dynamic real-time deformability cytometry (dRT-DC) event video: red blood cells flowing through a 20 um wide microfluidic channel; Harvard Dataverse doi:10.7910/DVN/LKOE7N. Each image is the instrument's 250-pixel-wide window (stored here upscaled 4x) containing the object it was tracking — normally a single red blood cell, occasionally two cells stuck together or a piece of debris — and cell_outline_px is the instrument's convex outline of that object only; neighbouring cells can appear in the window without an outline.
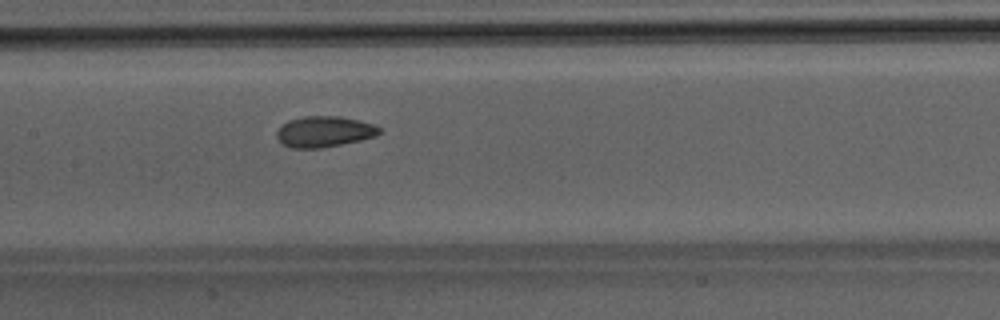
{"species": "Egyptian fruit bat (a non-hibernating species)", "species_latin": "Rousettus aegyptiacus", "temperature_condition": "room temperature", "stored_images_in_passage": 37, "camera_frame_rate_fps": 3000, "um_per_image_px": 0.085, "animal": {"sex": "male"}, "frame": {"image": 1, "passage_image": 12, "time_ms": 3.667, "image_size_px": [1000, 320], "cell_outline_px": [[380, 132], [376, 136], [360, 140], [320, 148], [292, 148], [284, 144], [276, 136], [276, 132], [288, 120], [304, 116], [340, 116], [360, 120], [372, 124], [380, 128]], "centroid_in_image_um": [27.56, 11.18], "position_along_channel_um": 179.8, "area_um2": 18.26}}
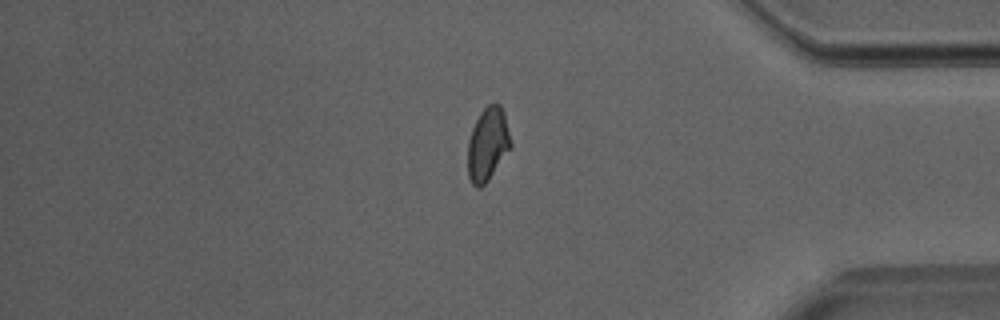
{"frame": {"image": 2, "passage_image": 29, "time_ms": 9.333, "image_size_px": [1000, 320], "cell_outline_px": [[512, 148], [488, 180], [480, 188], [476, 188], [472, 184], [468, 176], [468, 140], [472, 128], [480, 112], [488, 104], [496, 100], [500, 104], [504, 112], [512, 144]], "centroid_in_image_um": [41.47, 12.24], "position_along_channel_um": 393.7, "area_um2": 18.67}}
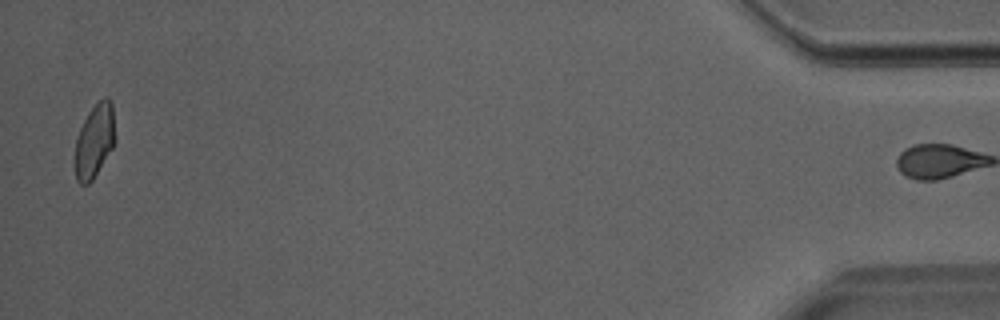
{"frame": {"image": 3, "passage_image": 36, "time_ms": 11.667, "image_size_px": [1000, 320], "cell_outline_px": [[116, 140], [112, 148], [92, 180], [88, 184], [80, 184], [76, 180], [76, 136], [88, 112], [104, 96], [108, 96], [112, 100]], "centroid_in_image_um": [8.06, 11.92], "position_along_channel_um": 427.1, "area_um2": 17.17}}